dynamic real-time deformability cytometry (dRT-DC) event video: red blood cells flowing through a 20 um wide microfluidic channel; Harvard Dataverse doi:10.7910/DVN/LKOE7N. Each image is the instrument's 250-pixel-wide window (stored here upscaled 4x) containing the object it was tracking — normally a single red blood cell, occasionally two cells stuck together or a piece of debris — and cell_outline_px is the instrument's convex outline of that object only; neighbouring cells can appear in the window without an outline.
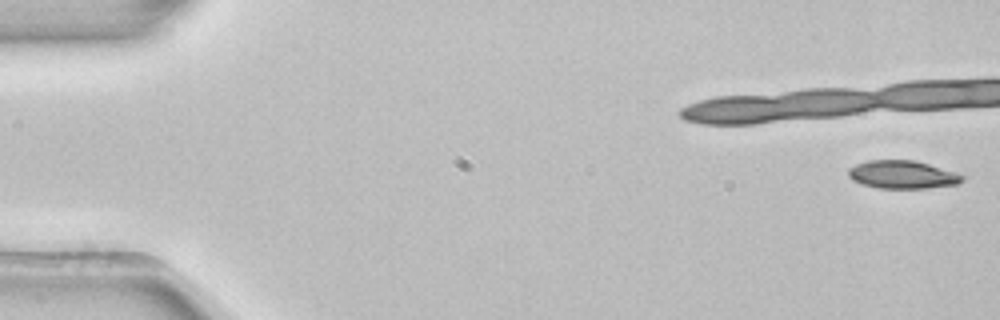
{"species": "common noctule bat (a hibernating species)", "species_latin": "Nyctalus noctula", "temperature_condition": "room temperature", "stored_images_in_passage": 10, "camera_frame_rate_fps": 3000, "um_per_image_px": 0.085, "animal": {"sex": "female", "body_mass_g": 22.7, "forearm_length_mm": 54.2}, "frame": {"image": 1, "passage_image": 1, "time_ms": 0.0, "image_size_px": [1000, 320], "cell_outline_px": [[964, 180], [956, 184], [924, 188], [876, 188], [852, 180], [848, 176], [848, 168], [856, 164], [868, 160], [912, 160], [928, 164], [956, 172], [964, 176]], "centroid_in_image_um": [76.68, 14.84], "position_along_channel_um": 8.3, "area_um2": 18.5}}